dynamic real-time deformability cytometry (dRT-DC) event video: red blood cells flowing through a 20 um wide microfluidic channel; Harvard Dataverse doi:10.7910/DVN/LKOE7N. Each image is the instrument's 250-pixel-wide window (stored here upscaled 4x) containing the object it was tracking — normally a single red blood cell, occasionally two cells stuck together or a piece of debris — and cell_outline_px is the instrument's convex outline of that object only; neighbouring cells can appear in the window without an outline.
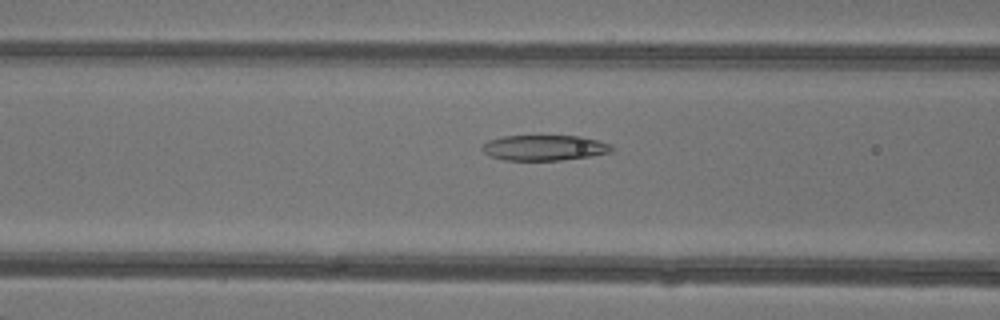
{"species": "common noctule bat (a hibernating species)", "species_latin": "Nyctalus noctula", "temperature_condition": "warm", "stored_images_in_passage": 44, "camera_frame_rate_fps": 3000, "um_per_image_px": 0.085, "animal": {"sex": "female"}, "frame": {"image": 1, "passage_image": 16, "time_ms": 5.0, "image_size_px": [1000, 320], "cell_outline_px": [[616, 148], [612, 152], [588, 156], [560, 160], [504, 160], [488, 156], [480, 148], [488, 140], [504, 136], [580, 136], [612, 144]], "centroid_in_image_um": [46.27, 12.56], "position_along_channel_um": 120.3, "area_um2": 19.25}}
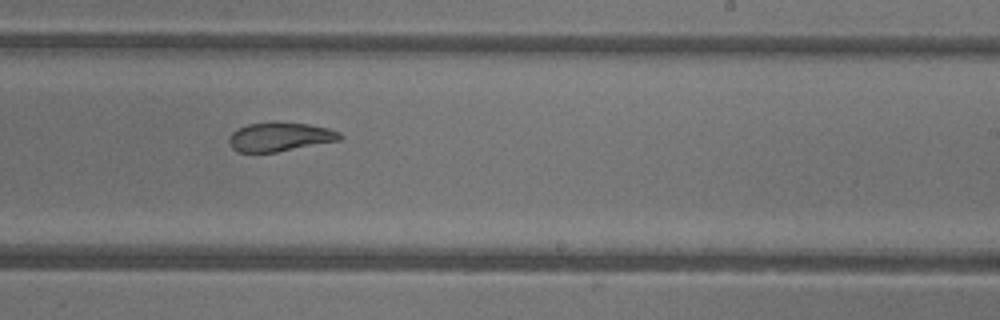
{"frame": {"image": 2, "passage_image": 26, "time_ms": 8.333, "image_size_px": [1000, 320], "cell_outline_px": [[344, 136], [340, 140], [276, 152], [236, 152], [232, 148], [228, 140], [232, 132], [248, 124], [272, 120], [276, 120], [308, 124], [328, 128], [340, 132]], "centroid_in_image_um": [23.79, 11.61], "position_along_channel_um": 265.2, "area_um2": 19.02}}
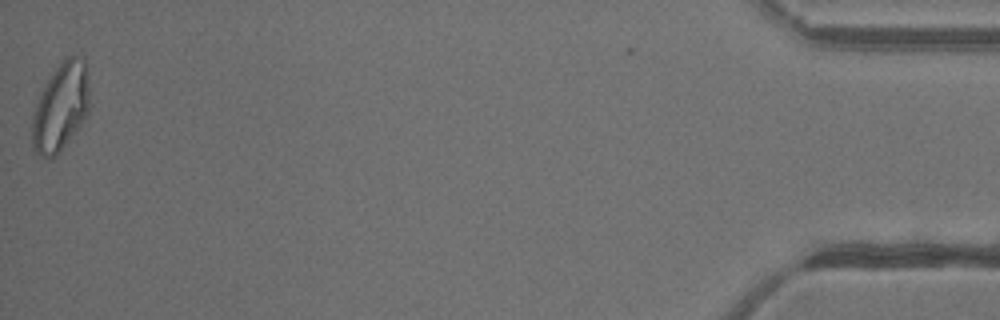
{"frame": {"image": 3, "passage_image": 44, "time_ms": 14.333, "image_size_px": [1000, 320], "cell_outline_px": [[88, 112], [80, 124], [56, 156], [40, 156], [32, 148], [32, 112], [40, 92], [56, 68], [68, 56], [80, 56], [84, 60], [88, 84]], "centroid_in_image_um": [5.12, 9.1], "position_along_channel_um": 430.1, "area_um2": 28.78}, "authors_computed_cell_mechanics": {"area_um2": 22.2241, "velocity_mm_per_s": 4.3517, "shape_relaxation_time_tau1_ms": null, "shape_relaxation_time_tau2_ms": 2.6126, "deformation_change_tau1": null, "deformation_change_tau2": 0.0997}}